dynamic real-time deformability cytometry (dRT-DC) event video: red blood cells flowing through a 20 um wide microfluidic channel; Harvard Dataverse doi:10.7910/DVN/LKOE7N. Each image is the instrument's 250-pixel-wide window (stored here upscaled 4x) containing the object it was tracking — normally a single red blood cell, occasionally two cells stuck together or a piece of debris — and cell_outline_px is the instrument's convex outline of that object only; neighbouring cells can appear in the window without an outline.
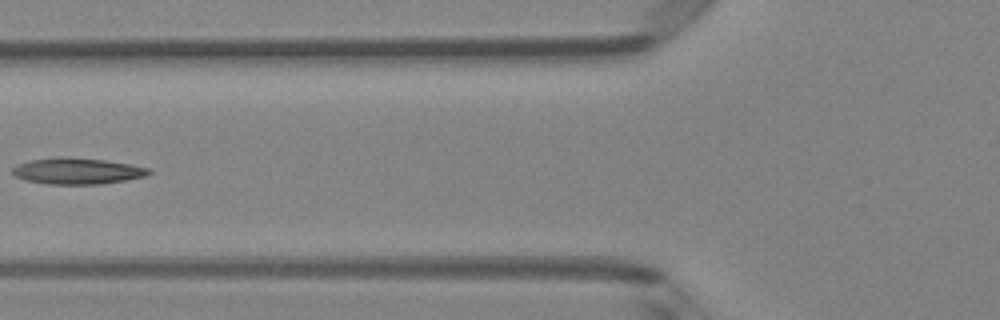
{"species": "Egyptian fruit bat (a non-hibernating species)", "species_latin": "Rousettus aegyptiacus", "temperature_condition": "room temperature", "stored_images_in_passage": 5, "camera_frame_rate_fps": 3000, "um_per_image_px": 0.085, "animal": {"sex": "female"}, "frame": {"image": 1, "passage_image": 4, "time_ms": 1.0, "image_size_px": [1000, 320], "cell_outline_px": [[152, 172], [144, 176], [124, 180], [100, 184], [48, 184], [24, 180], [12, 176], [12, 168], [16, 164], [28, 160], [60, 156], [104, 160], [132, 164], [152, 168]], "centroid_in_image_um": [6.52, 14.53], "position_along_channel_um": 119.3, "area_um2": 21.1}}
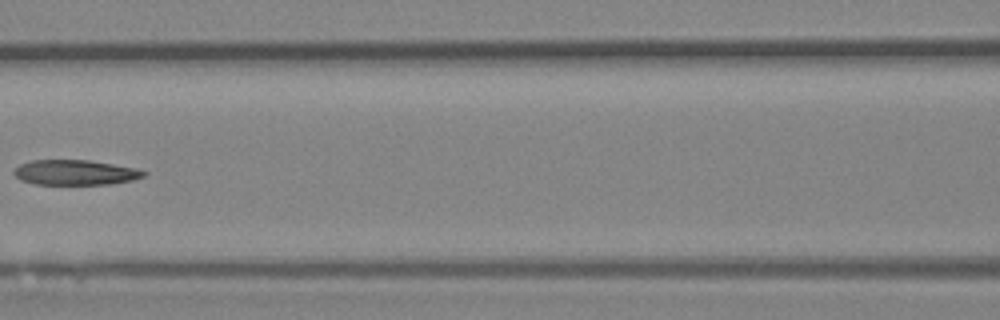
{"frame": {"image": 2, "passage_image": 5, "time_ms": 1.333, "image_size_px": [1000, 320], "cell_outline_px": [[148, 172], [144, 176], [132, 180], [112, 184], [36, 184], [20, 180], [12, 172], [20, 164], [32, 160], [88, 160], [136, 168]], "centroid_in_image_um": [6.39, 14.66], "position_along_channel_um": 160.2, "area_um2": 18.9}}